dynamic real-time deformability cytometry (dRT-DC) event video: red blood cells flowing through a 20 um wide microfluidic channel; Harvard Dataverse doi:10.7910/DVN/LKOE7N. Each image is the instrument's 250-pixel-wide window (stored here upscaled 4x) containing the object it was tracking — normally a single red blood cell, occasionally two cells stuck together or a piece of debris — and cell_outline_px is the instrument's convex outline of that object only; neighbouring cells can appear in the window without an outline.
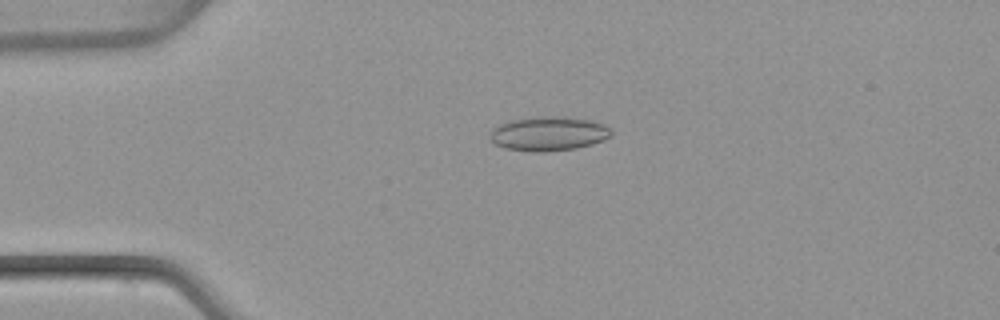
{"species": "common noctule bat (a hibernating species)", "species_latin": "Nyctalus noctula", "temperature_condition": "warm", "stored_images_in_passage": 39, "camera_frame_rate_fps": 3000, "um_per_image_px": 0.085, "animal": {"sex": "female", "body_mass_g": 22.7, "forearm_length_mm": 54.2}, "frame": {"image": 1, "passage_image": 1, "time_ms": 0.0, "image_size_px": [1000, 320], "cell_outline_px": [[612, 136], [604, 140], [592, 144], [576, 148], [544, 152], [540, 152], [504, 148], [496, 144], [492, 140], [492, 132], [500, 124], [512, 120], [544, 116], [588, 120], [604, 124], [612, 132]], "centroid_in_image_um": [46.67, 11.38], "position_along_channel_um": 38.3, "area_um2": 23.52}}
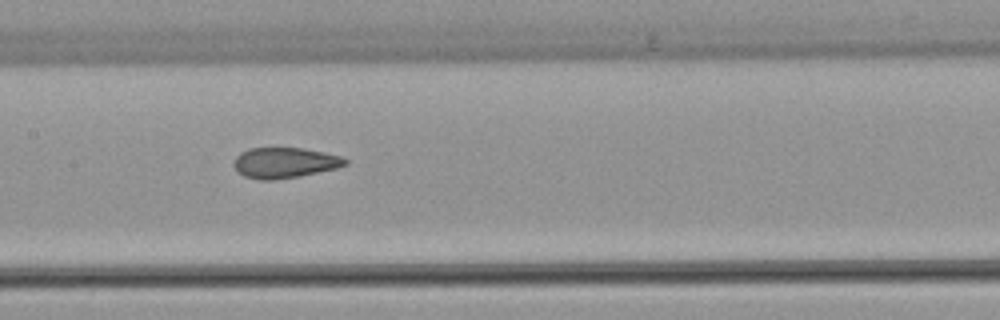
{"frame": {"image": 2, "passage_image": 14, "time_ms": 4.333, "image_size_px": [1000, 320], "cell_outline_px": [[348, 164], [336, 168], [300, 176], [276, 180], [260, 180], [244, 176], [232, 164], [236, 156], [240, 152], [248, 148], [300, 148], [324, 152], [340, 156], [348, 160]], "centroid_in_image_um": [24.18, 13.83], "position_along_channel_um": 183.2, "area_um2": 19.83}}
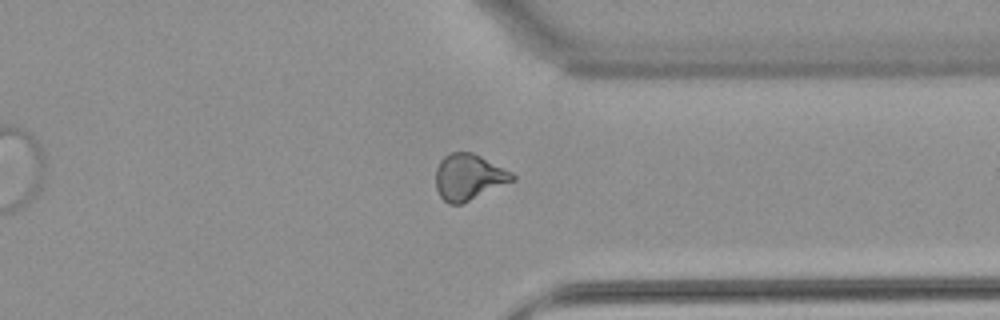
{"frame": {"image": 3, "passage_image": 28, "time_ms": 9.0, "image_size_px": [1000, 320], "cell_outline_px": [[516, 180], [460, 204], [448, 204], [440, 196], [436, 188], [436, 168], [440, 160], [444, 156], [452, 152], [472, 152], [512, 172], [516, 176]], "centroid_in_image_um": [39.84, 15.04], "position_along_channel_um": 371.6, "area_um2": 20.46}, "authors_computed_cell_mechanics": {"area_um2": 20.2878, "velocity_mm_per_s": 4.0819, "shape_relaxation_time_tau1_ms": null, "shape_relaxation_time_tau2_ms": 1.2256, "deformation_change_tau1": null, "deformation_change_tau2": 0.0759}}